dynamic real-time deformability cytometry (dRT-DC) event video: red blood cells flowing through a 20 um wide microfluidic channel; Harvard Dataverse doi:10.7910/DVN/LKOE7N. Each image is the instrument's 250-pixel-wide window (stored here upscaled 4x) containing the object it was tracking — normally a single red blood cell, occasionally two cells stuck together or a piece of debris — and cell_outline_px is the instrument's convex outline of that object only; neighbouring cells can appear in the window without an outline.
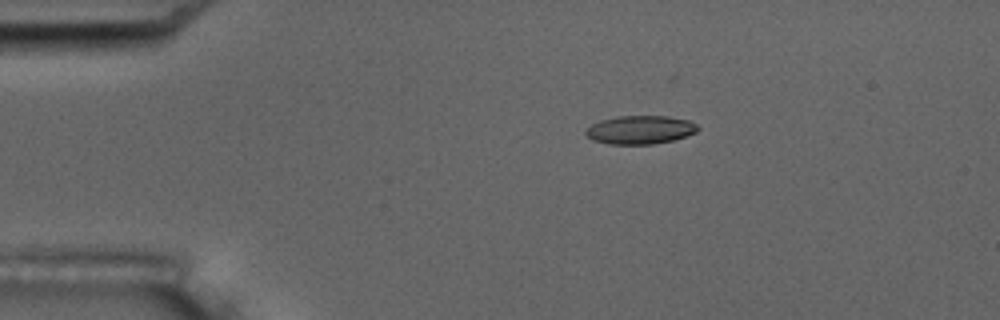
{"species": "common noctule bat (a hibernating species)", "species_latin": "Nyctalus noctula", "temperature_condition": "room temperature", "stored_images_in_passage": 3, "camera_frame_rate_fps": 3000, "um_per_image_px": 0.085, "animal": {"sex": "male", "body_mass_g": 17.5, "forearm_length_mm": 52.3}, "frame": {"image": 1, "passage_image": 1, "time_ms": 0.0, "image_size_px": [1000, 320], "cell_outline_px": [[700, 128], [696, 132], [688, 136], [672, 140], [652, 144], [608, 144], [592, 140], [584, 132], [592, 124], [600, 120], [616, 116], [668, 116], [688, 120], [696, 124]], "centroid_in_image_um": [54.42, 11.03], "position_along_channel_um": 30.6, "area_um2": 18.61}}